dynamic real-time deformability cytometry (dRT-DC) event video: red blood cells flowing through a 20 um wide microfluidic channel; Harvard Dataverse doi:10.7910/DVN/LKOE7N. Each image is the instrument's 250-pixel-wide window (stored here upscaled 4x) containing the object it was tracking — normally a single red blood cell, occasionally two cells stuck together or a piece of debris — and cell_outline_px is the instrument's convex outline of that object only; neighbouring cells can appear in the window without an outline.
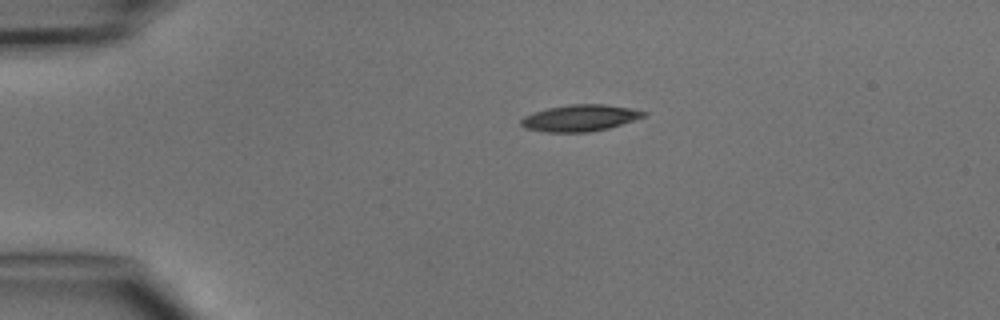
{"species": "common noctule bat (a hibernating species)", "species_latin": "Nyctalus noctula", "temperature_condition": "cold", "stored_images_in_passage": 2, "camera_frame_rate_fps": 3000, "um_per_image_px": 0.085, "animal": {"sex": "male", "body_mass_g": 15.6}, "frame": {"image": 1, "passage_image": 1, "time_ms": 0.0, "image_size_px": [1000, 320], "cell_outline_px": [[648, 116], [608, 128], [588, 132], [544, 132], [524, 128], [520, 124], [520, 120], [524, 116], [532, 112], [548, 108], [572, 104], [604, 104], [632, 108], [648, 112]], "centroid_in_image_um": [49.31, 10.03], "position_along_channel_um": 35.7, "area_um2": 19.13}}